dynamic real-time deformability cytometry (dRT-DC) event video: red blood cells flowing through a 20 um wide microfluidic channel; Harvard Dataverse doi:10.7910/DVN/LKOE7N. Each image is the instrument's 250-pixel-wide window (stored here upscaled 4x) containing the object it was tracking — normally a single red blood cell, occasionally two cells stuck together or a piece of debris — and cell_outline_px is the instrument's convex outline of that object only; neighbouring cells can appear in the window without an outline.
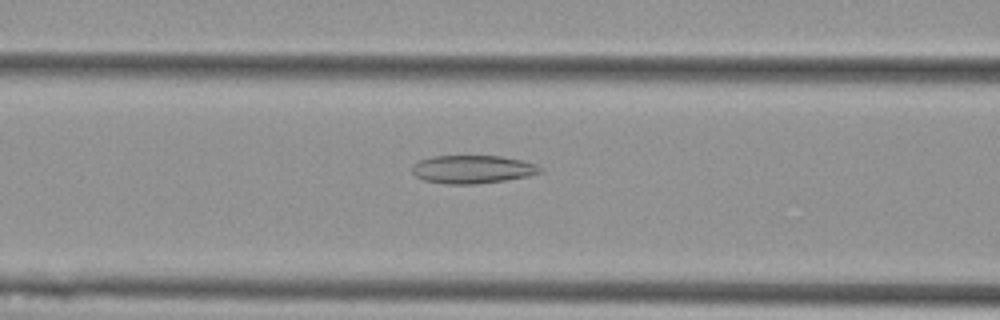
{"species": "Egyptian fruit bat (a non-hibernating species)", "species_latin": "Rousettus aegyptiacus", "temperature_condition": "cold", "stored_images_in_passage": 51, "camera_frame_rate_fps": 3000, "um_per_image_px": 0.085, "animal": {"sex": "female"}, "frame": {"image": 1, "passage_image": 23, "time_ms": 7.333, "image_size_px": [1000, 320], "cell_outline_px": [[544, 172], [528, 176], [504, 180], [476, 184], [448, 184], [424, 180], [416, 176], [412, 172], [412, 164], [420, 160], [432, 156], [500, 156], [520, 160], [536, 164], [544, 168]], "centroid_in_image_um": [40.18, 14.39], "position_along_channel_um": 126.4, "area_um2": 21.04}}
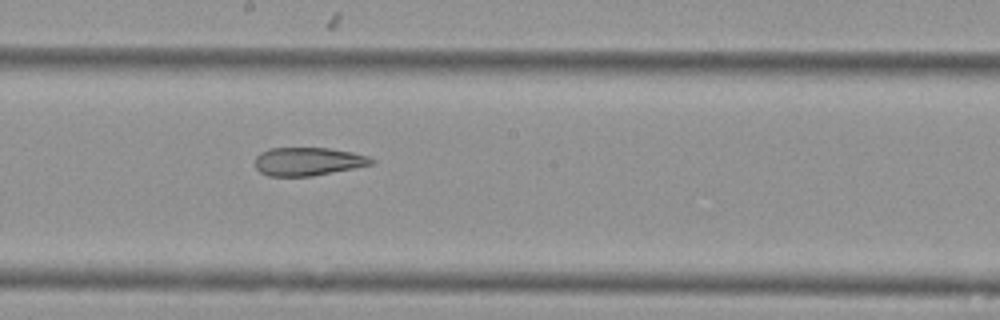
{"frame": {"image": 2, "passage_image": 31, "time_ms": 10.0, "image_size_px": [1000, 320], "cell_outline_px": [[376, 160], [372, 164], [356, 168], [312, 176], [268, 176], [260, 172], [256, 168], [256, 156], [260, 152], [268, 148], [328, 148], [352, 152], [368, 156]], "centroid_in_image_um": [26.19, 13.72], "position_along_channel_um": 222.0, "area_um2": 19.25}}
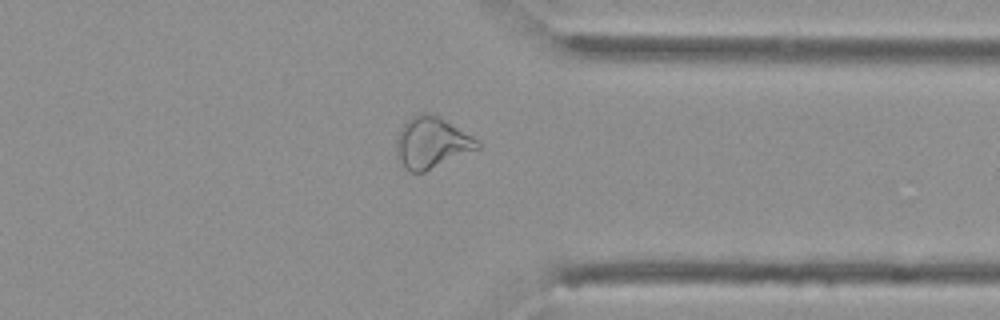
{"frame": {"image": 3, "passage_image": 44, "time_ms": 14.333, "image_size_px": [1000, 320], "cell_outline_px": [[480, 148], [424, 172], [408, 172], [400, 168], [396, 156], [396, 136], [400, 128], [412, 116], [420, 112], [424, 112], [440, 116], [480, 140]], "centroid_in_image_um": [36.66, 12.14], "position_along_channel_um": 374.7, "area_um2": 24.74}, "authors_computed_cell_mechanics": {"area_um2": 24.7384, "velocity_mm_per_s": 3.5967, "shape_relaxation_time_tau1_ms": null, "shape_relaxation_time_tau2_ms": 4.5764, "deformation_change_tau1": null, "deformation_change_tau2": 0.1294}}